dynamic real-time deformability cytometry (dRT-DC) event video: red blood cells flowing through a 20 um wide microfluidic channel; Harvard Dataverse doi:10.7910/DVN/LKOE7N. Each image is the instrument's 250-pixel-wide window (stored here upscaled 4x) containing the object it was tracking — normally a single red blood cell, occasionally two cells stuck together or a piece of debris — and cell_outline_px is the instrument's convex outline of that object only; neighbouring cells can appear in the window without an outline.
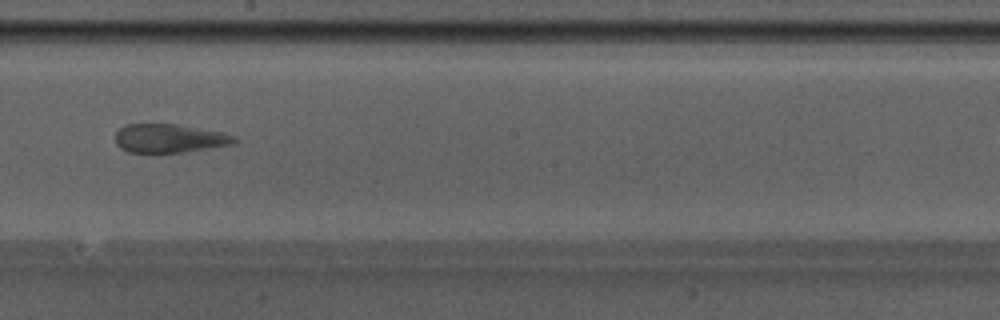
{"species": "Egyptian fruit bat (a non-hibernating species)", "species_latin": "Rousettus aegyptiacus", "temperature_condition": "warm", "stored_images_in_passage": 26, "camera_frame_rate_fps": 3000, "um_per_image_px": 0.085, "animal": {"sex": "male"}, "frame": {"image": 1, "passage_image": 12, "time_ms": 3.667, "image_size_px": [1000, 320], "cell_outline_px": [[240, 140], [236, 144], [184, 152], [128, 152], [120, 148], [116, 144], [116, 132], [124, 124], [176, 124], [224, 132], [236, 136]], "centroid_in_image_um": [14.46, 11.76], "position_along_channel_um": 233.7, "area_um2": 20.11}}
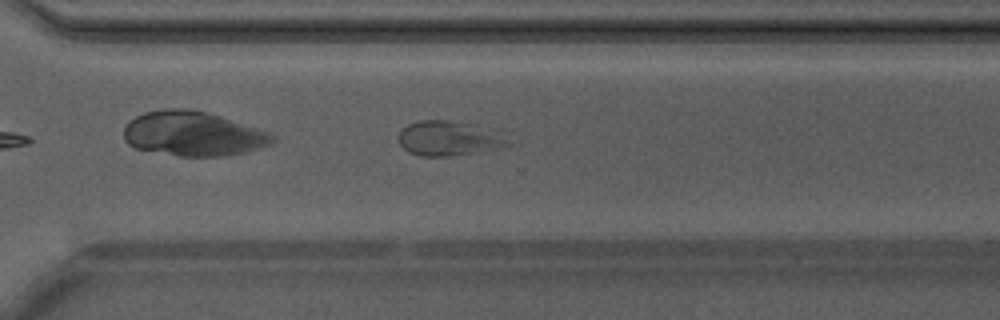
{"frame": {"image": 2, "passage_image": 19, "time_ms": 6.0, "image_size_px": [1000, 320], "cell_outline_px": [[512, 144], [496, 148], [452, 156], [420, 156], [408, 152], [400, 144], [400, 128], [408, 124], [420, 120], [448, 120], [500, 128]], "centroid_in_image_um": [38.23, 11.73], "position_along_channel_um": 332.4, "area_um2": 22.66}}